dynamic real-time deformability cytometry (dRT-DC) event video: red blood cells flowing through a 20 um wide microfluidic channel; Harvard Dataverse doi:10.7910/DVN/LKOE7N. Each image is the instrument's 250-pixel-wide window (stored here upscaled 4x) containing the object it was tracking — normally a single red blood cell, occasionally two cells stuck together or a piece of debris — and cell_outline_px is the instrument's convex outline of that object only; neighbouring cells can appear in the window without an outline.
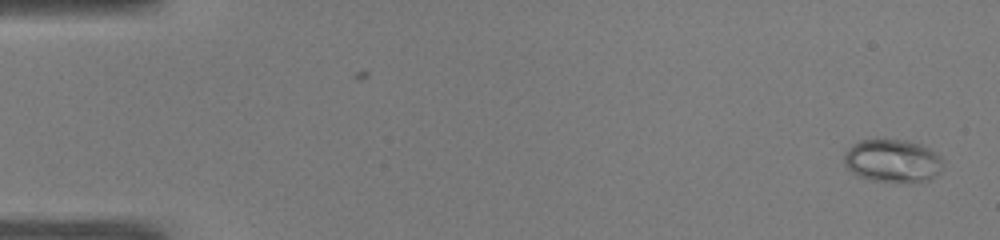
{"species": "common noctule bat (a hibernating species)", "species_latin": "Nyctalus noctula", "temperature_condition": "warm", "stored_images_in_passage": 50, "camera_frame_rate_fps": 3000, "um_per_image_px": 0.085, "animal": {"sex": "male", "body_mass_g": 19.0, "forearm_length_mm": 50.8}, "frame": {"image": 1, "passage_image": 1, "time_ms": 0.0, "image_size_px": [1000, 240], "cell_outline_px": [[944, 160], [940, 172], [928, 180], [872, 180], [856, 176], [844, 164], [844, 152], [852, 144], [860, 140], [904, 140], [920, 144], [936, 152]], "centroid_in_image_um": [75.85, 13.64], "position_along_channel_um": 9.2, "area_um2": 24.39}}
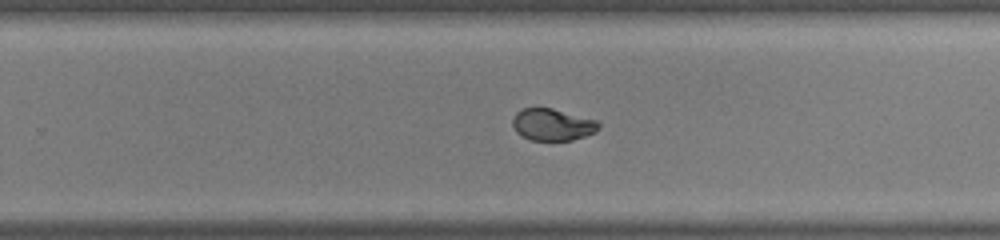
{"frame": {"image": 2, "passage_image": 32, "time_ms": 10.333, "image_size_px": [1000, 240], "cell_outline_px": [[600, 128], [596, 132], [572, 140], [532, 140], [520, 136], [516, 132], [512, 124], [512, 120], [516, 112], [524, 108], [552, 108], [596, 120], [600, 124]], "centroid_in_image_um": [46.95, 10.59], "position_along_channel_um": 282.9, "area_um2": 16.01}}
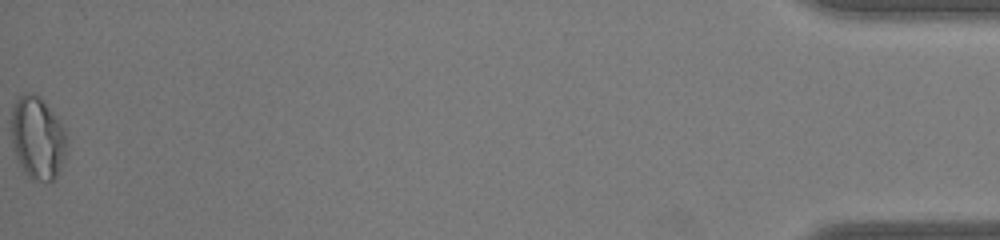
{"frame": {"image": 3, "passage_image": 50, "time_ms": 16.333, "image_size_px": [1000, 240], "cell_outline_px": [[68, 148], [60, 168], [56, 176], [52, 180], [32, 180], [24, 172], [16, 156], [12, 144], [12, 108], [16, 100], [20, 96], [40, 96], [44, 100], [56, 116], [64, 132]], "centroid_in_image_um": [3.2, 11.75], "position_along_channel_um": 432.0, "area_um2": 26.13}}